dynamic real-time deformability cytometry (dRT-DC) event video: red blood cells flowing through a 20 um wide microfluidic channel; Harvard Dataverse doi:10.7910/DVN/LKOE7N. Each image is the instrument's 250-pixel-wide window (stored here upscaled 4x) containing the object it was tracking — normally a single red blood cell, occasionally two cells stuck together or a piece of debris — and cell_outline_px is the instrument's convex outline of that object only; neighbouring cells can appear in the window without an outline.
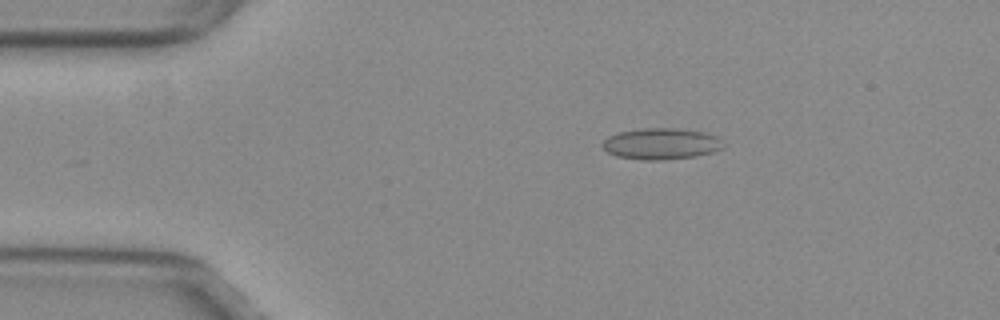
{"species": "common noctule bat (a hibernating species)", "species_latin": "Nyctalus noctula", "temperature_condition": "warm", "stored_images_in_passage": 52, "camera_frame_rate_fps": 3000, "um_per_image_px": 0.085, "animal": {"sex": "female", "body_mass_g": 29.2, "forearm_length_mm": 56.3}, "frame": {"image": 1, "passage_image": 8, "time_ms": 2.333, "image_size_px": [1000, 320], "cell_outline_px": [[724, 148], [712, 152], [696, 156], [664, 160], [640, 160], [616, 156], [608, 152], [600, 144], [608, 136], [620, 132], [644, 128], [672, 128], [708, 132], [716, 136], [720, 140]], "centroid_in_image_um": [56.19, 12.22], "position_along_channel_um": 28.8, "area_um2": 22.08}}
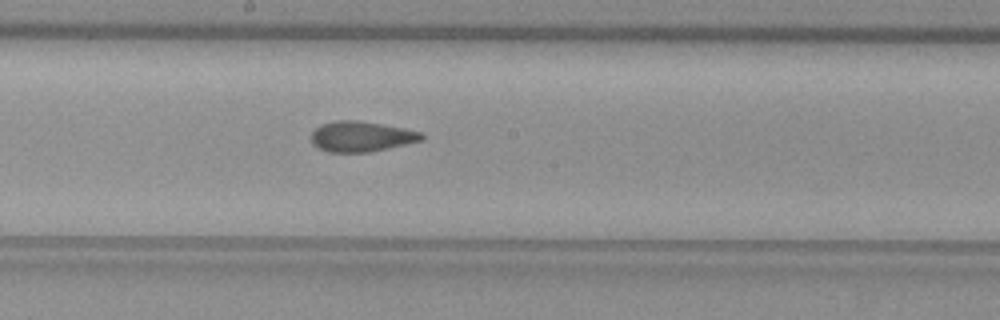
{"frame": {"image": 2, "passage_image": 27, "time_ms": 8.667, "image_size_px": [1000, 320], "cell_outline_px": [[424, 136], [420, 140], [388, 148], [368, 152], [328, 152], [316, 148], [312, 144], [312, 132], [320, 124], [336, 120], [356, 120], [404, 128], [420, 132]], "centroid_in_image_um": [30.64, 11.6], "position_along_channel_um": 217.6, "area_um2": 19.36}}
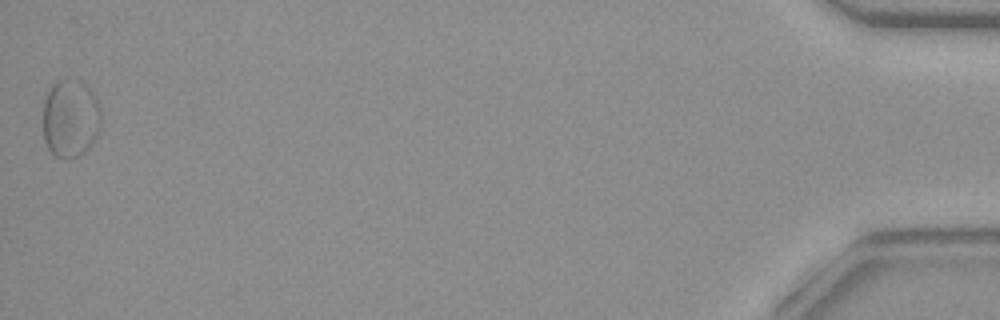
{"frame": {"image": 3, "passage_image": 52, "time_ms": 17.0, "image_size_px": [1000, 320], "cell_outline_px": [[100, 120], [96, 136], [92, 144], [84, 152], [68, 160], [64, 160], [56, 156], [48, 148], [44, 140], [44, 100], [52, 84], [56, 80], [80, 80], [92, 92], [100, 108]], "centroid_in_image_um": [5.97, 10.08], "position_along_channel_um": 429.2, "area_um2": 26.24}, "authors_computed_cell_mechanics": {"area_um2": 19.9988, "velocity_mm_per_s": 3.8028, "shape_relaxation_time_tau1_ms": 9.5101, "shape_relaxation_time_tau2_ms": 1.6437, "deformation_change_tau1": 0.1365, "deformation_change_tau2": 0.0743}}